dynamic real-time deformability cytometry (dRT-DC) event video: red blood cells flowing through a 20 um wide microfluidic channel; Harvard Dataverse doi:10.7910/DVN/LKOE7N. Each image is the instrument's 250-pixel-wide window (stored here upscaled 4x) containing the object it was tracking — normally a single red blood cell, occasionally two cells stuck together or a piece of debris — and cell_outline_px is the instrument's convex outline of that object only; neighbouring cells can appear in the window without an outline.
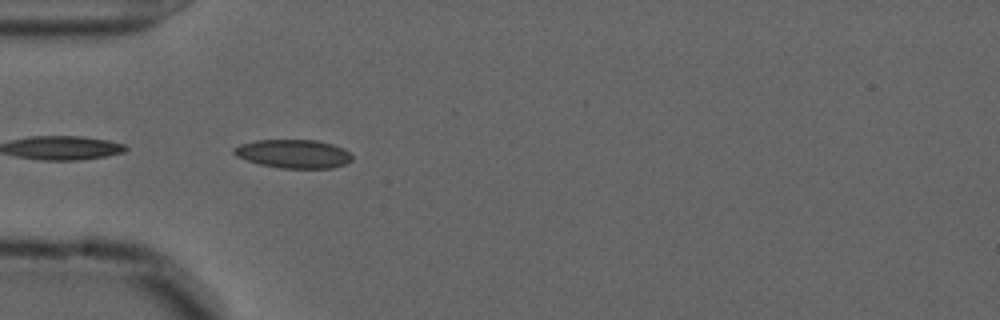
{"species": "common noctule bat (a hibernating species)", "species_latin": "Nyctalus noctula", "temperature_condition": "cold", "stored_images_in_passage": 8, "camera_frame_rate_fps": 3000, "um_per_image_px": 0.085, "animal": {"sex": "male", "forearm_length_mm": 52.5}, "frame": {"image": 1, "passage_image": 2, "time_ms": 0.333, "image_size_px": [1000, 320], "cell_outline_px": [[352, 160], [344, 164], [332, 168], [280, 168], [260, 164], [236, 156], [232, 152], [232, 148], [240, 144], [256, 140], [316, 140], [332, 144], [344, 148], [352, 156]], "centroid_in_image_um": [24.93, 13.07], "position_along_channel_um": 60.1, "area_um2": 19.65}}
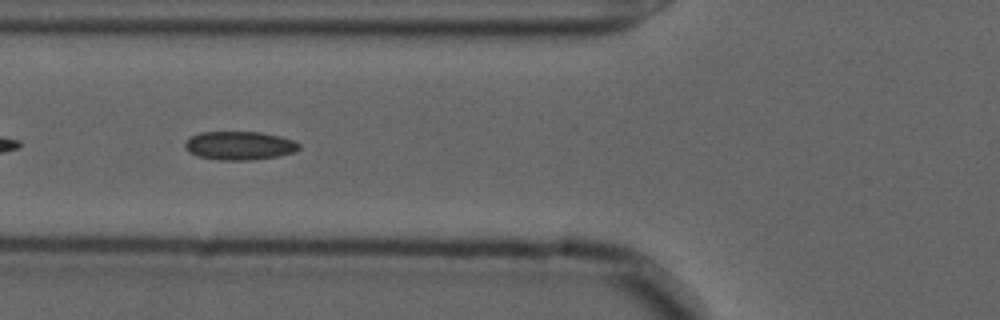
{"frame": {"image": 2, "passage_image": 6, "time_ms": 1.667, "image_size_px": [1000, 320], "cell_outline_px": [[300, 148], [292, 152], [276, 156], [252, 160], [220, 160], [196, 156], [188, 152], [184, 148], [184, 144], [192, 136], [200, 132], [260, 132], [280, 136], [292, 140], [300, 144]], "centroid_in_image_um": [20.32, 12.38], "position_along_channel_um": 105.5, "area_um2": 18.9}}